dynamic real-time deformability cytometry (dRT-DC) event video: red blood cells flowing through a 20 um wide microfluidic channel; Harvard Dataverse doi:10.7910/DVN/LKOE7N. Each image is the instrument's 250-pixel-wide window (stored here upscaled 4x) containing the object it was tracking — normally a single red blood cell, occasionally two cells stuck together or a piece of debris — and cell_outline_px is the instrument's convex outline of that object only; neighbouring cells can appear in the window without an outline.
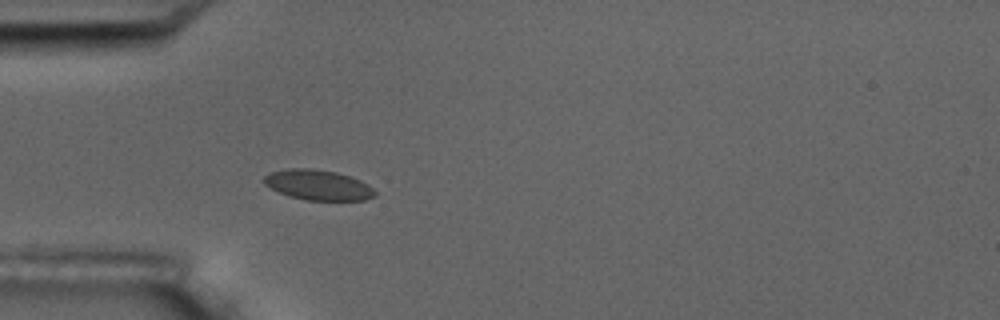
{"species": "common noctule bat (a hibernating species)", "species_latin": "Nyctalus noctula", "temperature_condition": "room temperature", "stored_images_in_passage": 1, "camera_frame_rate_fps": 3000, "um_per_image_px": 0.085, "animal": {"sex": "male", "body_mass_g": 17.5, "forearm_length_mm": 52.3}, "frame": {"image": 1, "passage_image": 1, "time_ms": 0.0, "image_size_px": [1000, 320], "cell_outline_px": [[376, 196], [364, 200], [304, 200], [288, 196], [264, 184], [264, 176], [272, 172], [292, 168], [308, 168], [336, 172], [360, 180], [368, 184], [376, 192]], "centroid_in_image_um": [27.06, 15.73], "position_along_channel_um": 57.9, "area_um2": 19.36}}